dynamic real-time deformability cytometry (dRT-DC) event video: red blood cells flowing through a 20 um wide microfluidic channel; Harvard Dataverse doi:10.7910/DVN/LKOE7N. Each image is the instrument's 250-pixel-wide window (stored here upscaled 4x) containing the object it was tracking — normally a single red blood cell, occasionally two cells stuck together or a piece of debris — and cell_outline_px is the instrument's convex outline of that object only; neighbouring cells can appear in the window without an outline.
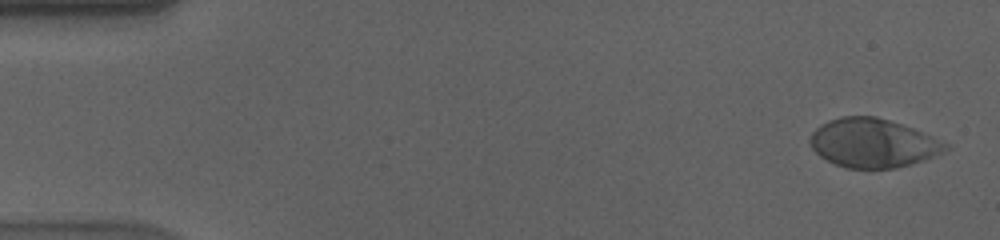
{"species": "human", "species_latin": "Homo sapiens", "temperature_condition": "cold", "stored_images_in_passage": 56, "camera_frame_rate_fps": 3000, "um_per_image_px": 0.085, "donor": {"sex": "male"}, "frame": {"image": 1, "passage_image": 1, "time_ms": 0.0, "image_size_px": [1000, 240], "cell_outline_px": [[952, 148], [944, 152], [924, 160], [912, 164], [896, 168], [848, 168], [836, 164], [820, 156], [812, 148], [808, 140], [812, 132], [820, 124], [828, 120], [840, 116], [876, 116], [912, 128], [948, 144]], "centroid_in_image_um": [74.18, 12.16], "position_along_channel_um": 10.8, "area_um2": 38.44}}
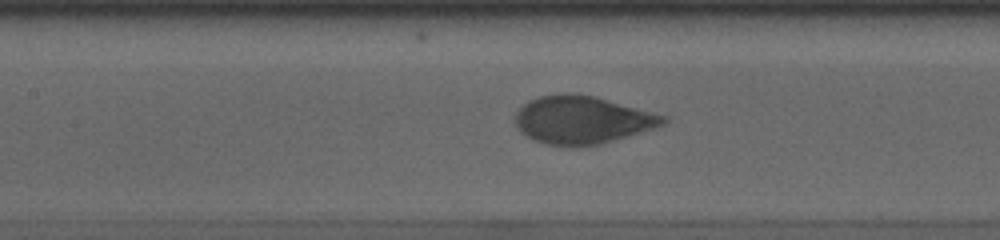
{"frame": {"image": 2, "passage_image": 25, "time_ms": 8.0, "image_size_px": [1000, 240], "cell_outline_px": [[668, 120], [664, 124], [652, 128], [600, 144], [580, 148], [572, 148], [544, 144], [532, 140], [524, 136], [516, 128], [516, 112], [528, 100], [540, 96], [560, 92], [576, 92], [596, 96], [668, 116]], "centroid_in_image_um": [49.44, 10.19], "position_along_channel_um": 158.0, "area_um2": 42.02}}
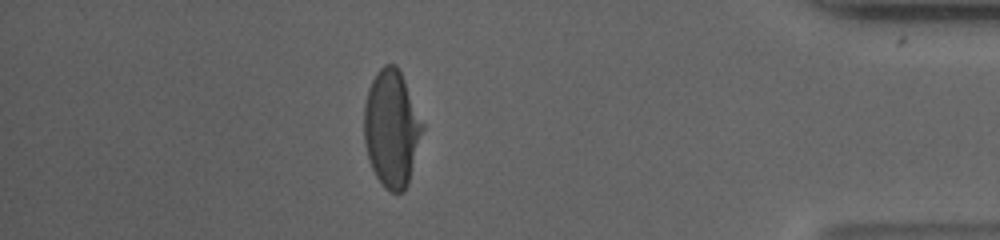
{"frame": {"image": 3, "passage_image": 49, "time_ms": 16.0, "image_size_px": [1000, 240], "cell_outline_px": [[424, 128], [408, 184], [404, 192], [392, 192], [384, 188], [376, 176], [372, 168], [368, 156], [364, 140], [364, 104], [368, 88], [376, 72], [384, 64], [396, 64], [404, 80], [424, 124]], "centroid_in_image_um": [33.28, 10.92], "position_along_channel_um": 401.9, "area_um2": 39.77}, "authors_computed_cell_mechanics": {"area_um2": 40.6334, "velocity_mm_per_s": 3.5517, "shape_relaxation_time_tau1_ms": 3.9088, "shape_relaxation_time_tau2_ms": null, "deformation_change_tau1": 0.1707, "deformation_change_tau2": null}}